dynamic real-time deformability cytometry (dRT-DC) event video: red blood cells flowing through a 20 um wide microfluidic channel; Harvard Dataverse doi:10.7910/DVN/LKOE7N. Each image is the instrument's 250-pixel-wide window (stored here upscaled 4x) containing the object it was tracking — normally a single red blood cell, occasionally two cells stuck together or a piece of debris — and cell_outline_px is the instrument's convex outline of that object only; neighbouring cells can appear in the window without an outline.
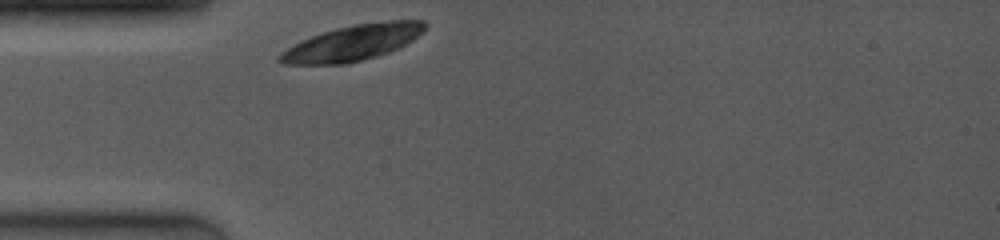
{"species": "common noctule bat (a hibernating species)", "species_latin": "Nyctalus noctula", "temperature_condition": "room temperature", "stored_images_in_passage": 3, "camera_frame_rate_fps": 4000, "um_per_image_px": 0.085, "animal": {"sex": "female", "body_mass_g": 19.0, "forearm_length_mm": 53.3}, "frame": {"image": 1, "passage_image": 1, "time_ms": 0.0, "image_size_px": [1000, 240], "cell_outline_px": [[428, 24], [412, 40], [388, 52], [376, 56], [344, 64], [284, 64], [276, 60], [276, 56], [288, 48], [312, 36], [324, 32], [356, 24], [392, 20], [424, 20]], "centroid_in_image_um": [29.96, 3.64], "position_along_channel_um": 55.0, "area_um2": 29.36}}